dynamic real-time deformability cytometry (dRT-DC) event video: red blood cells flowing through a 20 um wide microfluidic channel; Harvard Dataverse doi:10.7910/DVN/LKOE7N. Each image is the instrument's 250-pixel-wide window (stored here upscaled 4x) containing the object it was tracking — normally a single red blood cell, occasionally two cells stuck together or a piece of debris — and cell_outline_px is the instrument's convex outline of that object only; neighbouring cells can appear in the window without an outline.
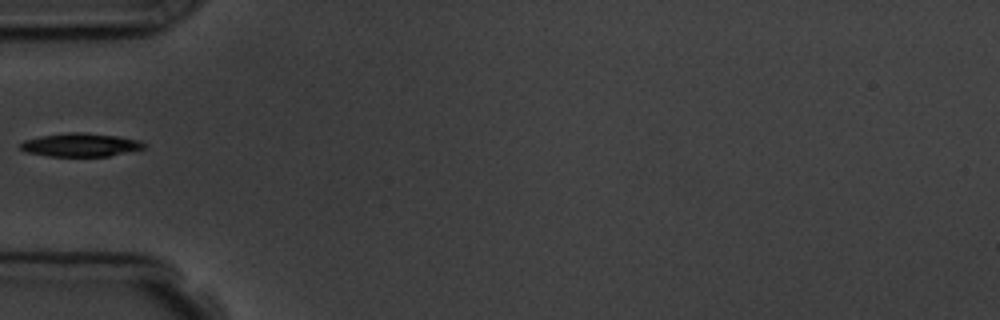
{"species": "common noctule bat (a hibernating species)", "species_latin": "Nyctalus noctula", "temperature_condition": "room temperature", "stored_images_in_passage": 1, "camera_frame_rate_fps": 3000, "um_per_image_px": 0.085, "animal": {"sex": "male", "body_mass_g": 19.5, "forearm_length_mm": 54.6}, "frame": {"image": 1, "passage_image": 1, "time_ms": 0.0, "image_size_px": [1000, 320], "cell_outline_px": [[144, 148], [108, 156], [48, 156], [28, 152], [20, 148], [20, 144], [24, 140], [40, 136], [68, 132], [84, 132], [116, 136], [140, 140], [144, 144]], "centroid_in_image_um": [6.82, 12.31], "position_along_channel_um": 78.2, "area_um2": 16.65}}